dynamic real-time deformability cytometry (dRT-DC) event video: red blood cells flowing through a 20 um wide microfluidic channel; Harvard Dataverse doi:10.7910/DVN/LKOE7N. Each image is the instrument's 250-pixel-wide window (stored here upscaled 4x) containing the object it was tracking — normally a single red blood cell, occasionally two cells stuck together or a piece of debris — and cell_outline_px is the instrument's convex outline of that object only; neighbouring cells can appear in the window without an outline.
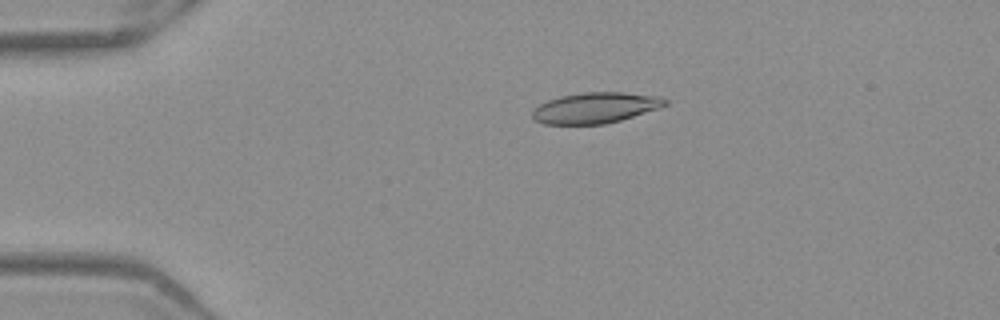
{"species": "Egyptian fruit bat (a non-hibernating species)", "species_latin": "Rousettus aegyptiacus", "temperature_condition": "warm", "stored_images_in_passage": 52, "camera_frame_rate_fps": 3000, "um_per_image_px": 0.085, "frame": {"image": 1, "passage_image": 11, "time_ms": 3.333, "image_size_px": [1000, 320], "cell_outline_px": [[668, 104], [660, 108], [620, 120], [604, 124], [544, 124], [536, 120], [532, 116], [532, 112], [540, 104], [548, 100], [560, 96], [584, 92], [624, 92], [660, 96], [668, 100]], "centroid_in_image_um": [50.65, 9.15], "position_along_channel_um": 34.4, "area_um2": 23.76}}
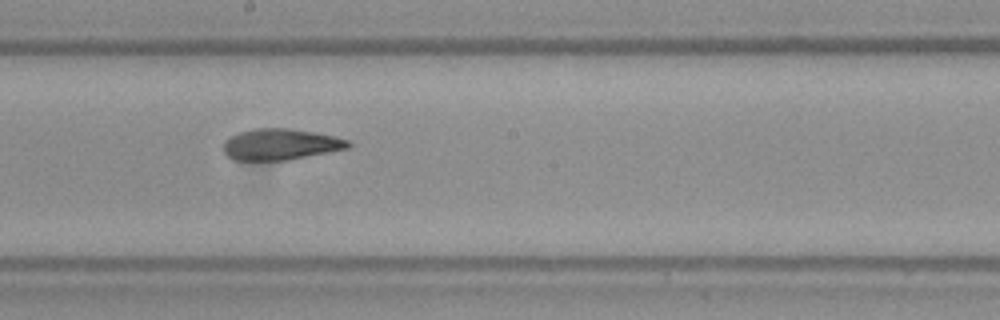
{"frame": {"image": 2, "passage_image": 29, "time_ms": 9.333, "image_size_px": [1000, 320], "cell_outline_px": [[352, 144], [348, 148], [288, 160], [232, 160], [224, 152], [224, 140], [228, 136], [236, 132], [252, 128], [288, 128], [336, 136], [352, 140]], "centroid_in_image_um": [23.83, 12.26], "position_along_channel_um": 224.4, "area_um2": 22.95}}
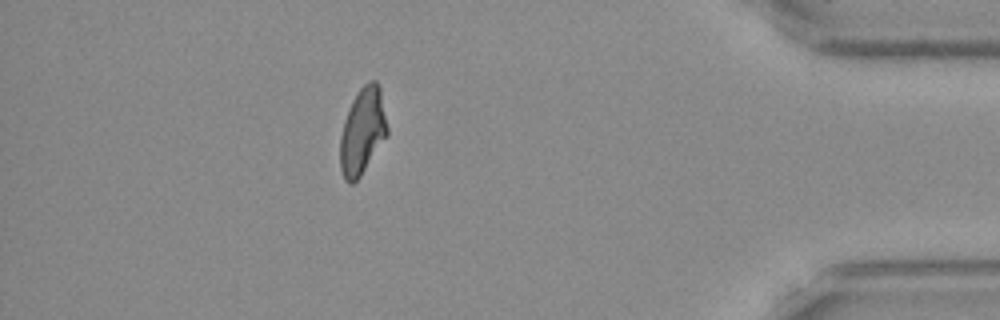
{"frame": {"image": 3, "passage_image": 46, "time_ms": 15.0, "image_size_px": [1000, 320], "cell_outline_px": [[388, 132], [360, 176], [352, 184], [348, 184], [344, 180], [340, 168], [340, 136], [344, 120], [352, 100], [360, 88], [368, 80], [376, 80], [380, 88], [388, 128]], "centroid_in_image_um": [30.79, 11.14], "position_along_channel_um": 404.4, "area_um2": 23.52}, "authors_computed_cell_mechanics": {"area_um2": 23.7269, "velocity_mm_per_s": 3.9385, "shape_relaxation_time_tau1_ms": null, "shape_relaxation_time_tau2_ms": 1.9315, "deformation_change_tau1": null, "deformation_change_tau2": 0.0963}}